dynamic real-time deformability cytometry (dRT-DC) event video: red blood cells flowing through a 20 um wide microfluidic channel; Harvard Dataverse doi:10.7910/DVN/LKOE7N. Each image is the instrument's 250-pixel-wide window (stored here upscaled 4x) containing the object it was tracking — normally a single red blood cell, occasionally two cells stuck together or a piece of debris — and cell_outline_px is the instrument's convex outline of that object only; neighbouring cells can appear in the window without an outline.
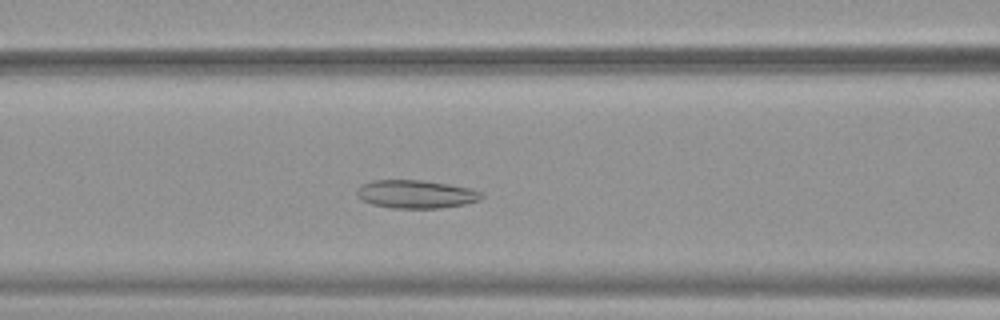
{"species": "common noctule bat (a hibernating species)", "species_latin": "Nyctalus noctula", "temperature_condition": "warm", "stored_images_in_passage": 47, "camera_frame_rate_fps": 3000, "um_per_image_px": 0.085, "animal": {"sex": "female", "body_mass_g": 19.9}, "frame": {"image": 1, "passage_image": 17, "time_ms": 5.333, "image_size_px": [1000, 320], "cell_outline_px": [[484, 196], [480, 200], [464, 204], [440, 208], [392, 208], [372, 204], [364, 200], [356, 192], [364, 184], [372, 180], [420, 180], [448, 184], [472, 188], [484, 192]], "centroid_in_image_um": [35.44, 16.5], "position_along_channel_um": 131.2, "area_um2": 20.35}}
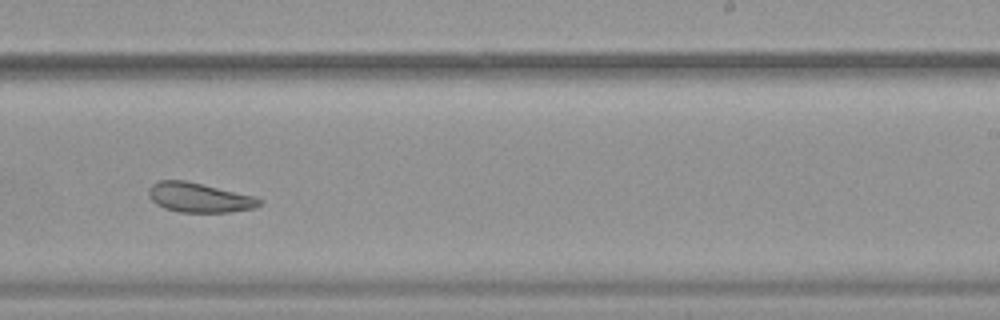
{"frame": {"image": 2, "passage_image": 28, "time_ms": 9.0, "image_size_px": [1000, 320], "cell_outline_px": [[264, 204], [256, 208], [232, 212], [180, 212], [164, 208], [156, 204], [148, 196], [148, 188], [152, 184], [160, 180], [184, 180], [256, 196], [264, 200]], "centroid_in_image_um": [16.98, 16.8], "position_along_channel_um": 272.0, "area_um2": 19.36}}
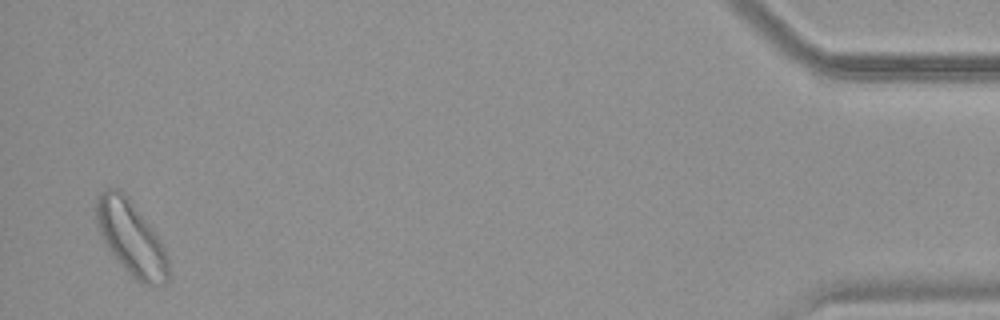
{"frame": {"image": 3, "passage_image": 46, "time_ms": 15.0, "image_size_px": [1000, 320], "cell_outline_px": [[168, 280], [164, 284], [144, 284], [136, 280], [128, 272], [108, 248], [100, 232], [96, 220], [96, 196], [104, 188], [120, 188], [128, 196], [160, 240], [168, 256]], "centroid_in_image_um": [11.13, 20.19], "position_along_channel_um": 424.1, "area_um2": 30.75}, "authors_computed_cell_mechanics": {"area_um2": 22.831, "velocity_mm_per_s": 3.8619, "shape_relaxation_time_tau1_ms": null, "shape_relaxation_time_tau2_ms": 4.9897, "deformation_change_tau1": null, "deformation_change_tau2": 0.131}}